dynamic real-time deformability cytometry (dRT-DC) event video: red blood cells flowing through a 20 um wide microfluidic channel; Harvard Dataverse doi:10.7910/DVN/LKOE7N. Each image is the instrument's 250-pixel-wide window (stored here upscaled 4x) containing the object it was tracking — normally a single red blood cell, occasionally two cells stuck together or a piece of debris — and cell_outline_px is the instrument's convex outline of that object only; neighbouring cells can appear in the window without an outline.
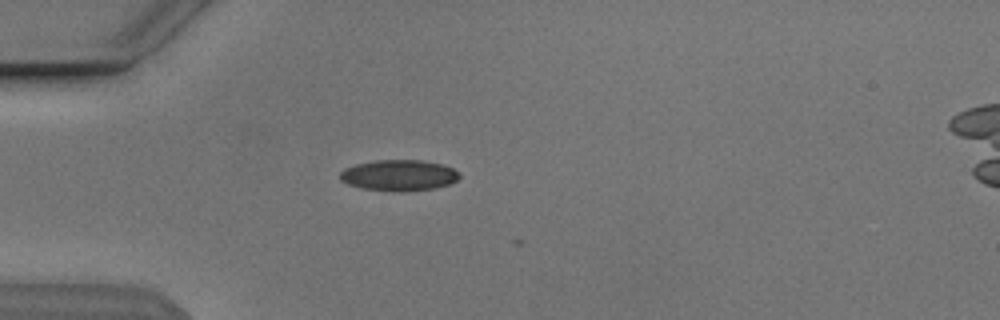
{"species": "Egyptian fruit bat (a non-hibernating species)", "species_latin": "Rousettus aegyptiacus", "temperature_condition": "cold", "stored_images_in_passage": 6, "camera_frame_rate_fps": 3000, "um_per_image_px": 0.085, "animal": {"sex": "male"}, "frame": {"image": 1, "passage_image": 2, "time_ms": 0.333, "image_size_px": [1000, 320], "cell_outline_px": [[460, 176], [456, 180], [448, 184], [432, 188], [404, 192], [396, 192], [360, 188], [348, 184], [340, 180], [340, 172], [344, 168], [356, 164], [376, 160], [424, 160], [440, 164], [452, 168]], "centroid_in_image_um": [33.85, 14.9], "position_along_channel_um": 51.1, "area_um2": 21.5}}